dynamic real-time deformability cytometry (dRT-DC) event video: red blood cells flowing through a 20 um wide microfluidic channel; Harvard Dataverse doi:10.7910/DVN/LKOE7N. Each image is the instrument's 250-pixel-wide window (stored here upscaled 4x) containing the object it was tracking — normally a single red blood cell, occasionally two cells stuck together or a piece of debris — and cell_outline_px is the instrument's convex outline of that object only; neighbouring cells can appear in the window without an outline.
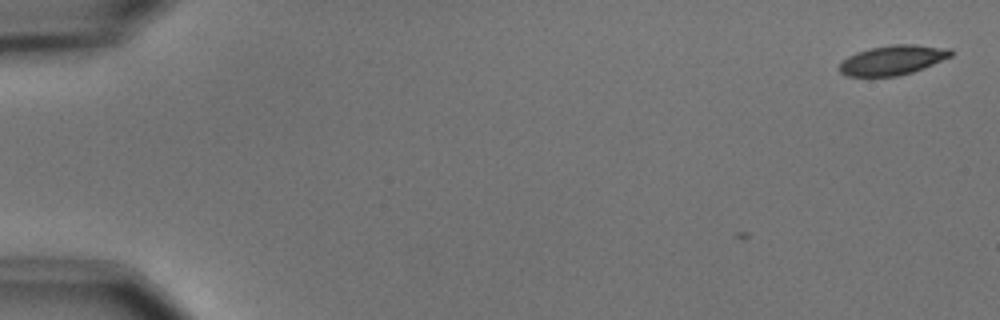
{"species": "common noctule bat (a hibernating species)", "species_latin": "Nyctalus noctula", "temperature_condition": "cold", "stored_images_in_passage": 5, "camera_frame_rate_fps": 3000, "um_per_image_px": 0.085, "animal": {"sex": "male", "body_mass_g": 15.6}, "frame": {"image": 1, "passage_image": 1, "time_ms": 0.0, "image_size_px": [1000, 320], "cell_outline_px": [[956, 52], [952, 56], [924, 68], [900, 76], [848, 76], [840, 72], [840, 64], [848, 56], [856, 52], [872, 48], [892, 44], [912, 44], [952, 48]], "centroid_in_image_um": [75.95, 5.1], "position_along_channel_um": 9.1, "area_um2": 19.31}}
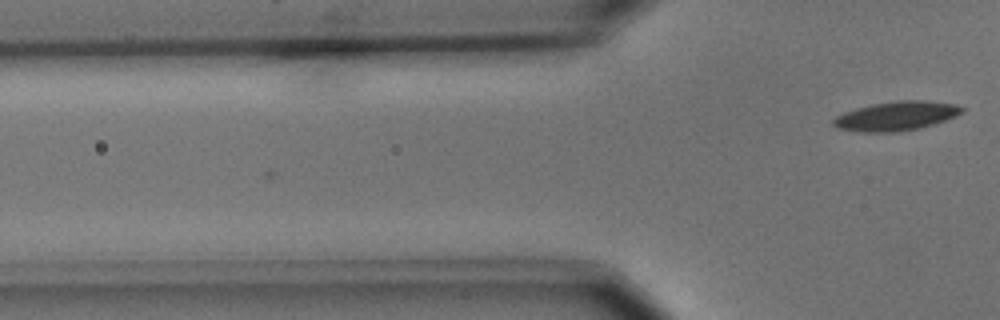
{"frame": {"image": 2, "passage_image": 5, "time_ms": 4.667, "image_size_px": [1000, 320], "cell_outline_px": [[964, 112], [956, 116], [920, 128], [896, 132], [860, 132], [836, 128], [832, 124], [832, 120], [836, 116], [844, 112], [856, 108], [872, 104], [900, 100], [928, 100], [956, 104], [964, 108]], "centroid_in_image_um": [76.17, 9.86], "position_along_channel_um": 49.6, "area_um2": 21.96}}